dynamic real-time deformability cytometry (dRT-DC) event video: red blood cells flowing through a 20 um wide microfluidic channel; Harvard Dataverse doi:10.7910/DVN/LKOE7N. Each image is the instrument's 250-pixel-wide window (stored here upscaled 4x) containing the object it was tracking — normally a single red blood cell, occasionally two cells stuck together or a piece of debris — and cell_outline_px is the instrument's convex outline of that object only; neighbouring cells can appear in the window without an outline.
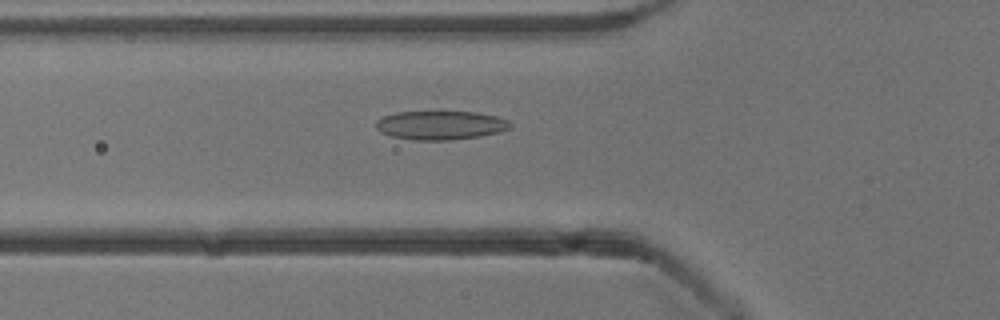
{"species": "common noctule bat (a hibernating species)", "species_latin": "Nyctalus noctula", "temperature_condition": "cold", "stored_images_in_passage": 53, "camera_frame_rate_fps": 3000, "um_per_image_px": 0.085, "animal": {"sex": "male", "body_mass_g": 13.3}, "frame": {"image": 1, "passage_image": 19, "time_ms": 6.0, "image_size_px": [1000, 320], "cell_outline_px": [[512, 128], [500, 132], [480, 136], [448, 140], [416, 140], [392, 136], [380, 132], [376, 128], [376, 120], [384, 116], [396, 112], [476, 112], [496, 116], [508, 120], [512, 124]], "centroid_in_image_um": [37.47, 10.64], "position_along_channel_um": 88.3, "area_um2": 22.54}}
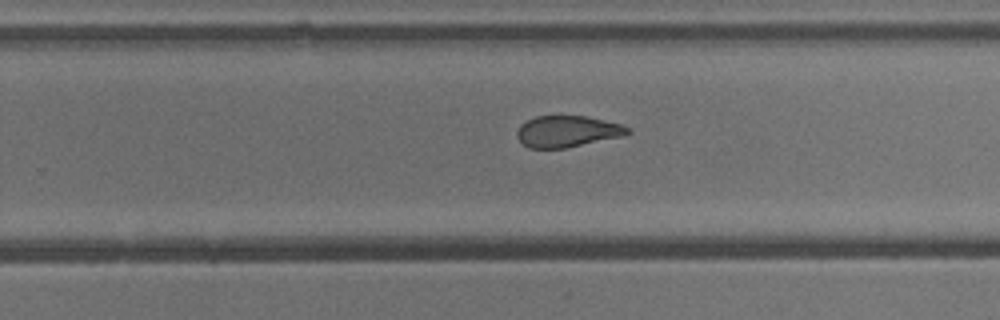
{"frame": {"image": 2, "passage_image": 34, "time_ms": 11.0, "image_size_px": [1000, 320], "cell_outline_px": [[632, 132], [620, 136], [564, 148], [528, 148], [516, 136], [516, 132], [520, 124], [536, 116], [588, 116], [620, 124], [628, 128]], "centroid_in_image_um": [48.18, 11.16], "position_along_channel_um": 281.6, "area_um2": 19.94}}
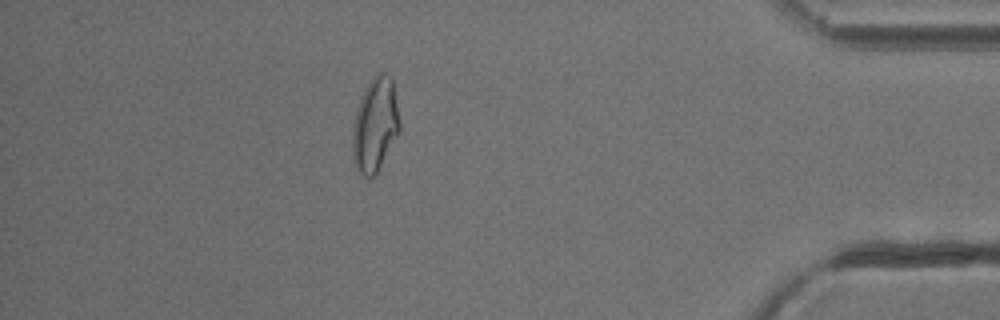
{"frame": {"image": 3, "passage_image": 47, "time_ms": 15.333, "image_size_px": [1000, 320], "cell_outline_px": [[400, 132], [376, 176], [364, 176], [360, 172], [352, 156], [352, 128], [356, 112], [364, 88], [372, 76], [376, 72], [384, 72], [392, 76], [400, 124]], "centroid_in_image_um": [31.9, 10.58], "position_along_channel_um": 403.3, "area_um2": 26.13}, "authors_computed_cell_mechanics": {"area_um2": 22.9466, "velocity_mm_per_s": 3.8516, "shape_relaxation_time_tau1_ms": null, "shape_relaxation_time_tau2_ms": 1.9475, "deformation_change_tau1": null, "deformation_change_tau2": 0.0987}}